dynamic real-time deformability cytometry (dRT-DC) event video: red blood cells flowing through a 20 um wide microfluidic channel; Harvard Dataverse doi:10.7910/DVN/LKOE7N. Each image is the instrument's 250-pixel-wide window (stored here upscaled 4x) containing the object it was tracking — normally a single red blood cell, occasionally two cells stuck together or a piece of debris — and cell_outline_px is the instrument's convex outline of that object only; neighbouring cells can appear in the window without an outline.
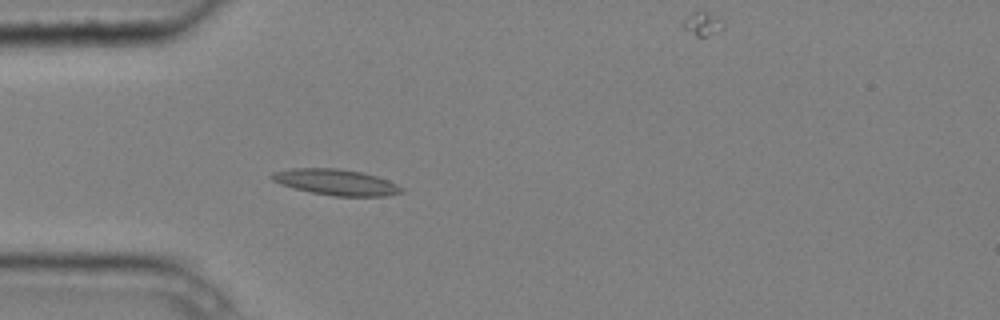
{"species": "common noctule bat (a hibernating species)", "species_latin": "Nyctalus noctula", "temperature_condition": "cold", "stored_images_in_passage": 3, "camera_frame_rate_fps": 3000, "um_per_image_px": 0.085, "animal": {"sex": "male", "body_mass_g": 20.4}, "frame": {"image": 1, "passage_image": 3, "time_ms": 0.667, "image_size_px": [1000, 320], "cell_outline_px": [[404, 192], [388, 196], [332, 196], [312, 192], [280, 184], [272, 180], [268, 176], [272, 172], [292, 168], [340, 168], [360, 172], [376, 176], [388, 180], [404, 188]], "centroid_in_image_um": [28.56, 15.48], "position_along_channel_um": 56.4, "area_um2": 19.65}}